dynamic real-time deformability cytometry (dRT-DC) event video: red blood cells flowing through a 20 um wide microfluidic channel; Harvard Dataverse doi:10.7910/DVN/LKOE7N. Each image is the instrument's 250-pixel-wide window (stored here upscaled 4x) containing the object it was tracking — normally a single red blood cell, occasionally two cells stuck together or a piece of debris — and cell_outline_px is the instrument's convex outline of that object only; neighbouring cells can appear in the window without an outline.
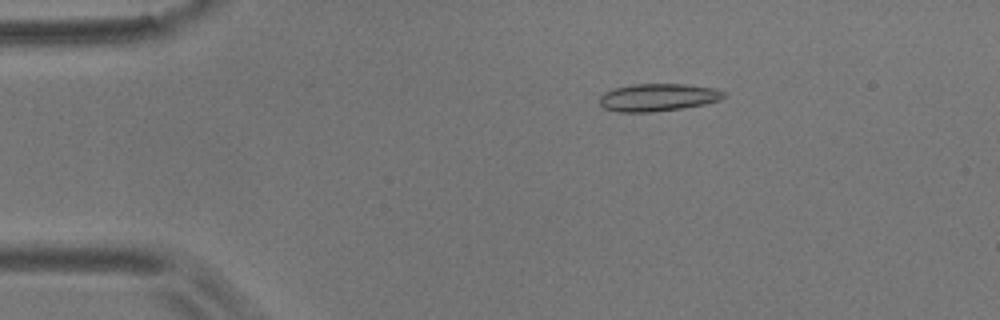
{"species": "common noctule bat (a hibernating species)", "species_latin": "Nyctalus noctula", "temperature_condition": "room temperature", "stored_images_in_passage": 4, "camera_frame_rate_fps": 3000, "um_per_image_px": 0.085, "animal": {"sex": "male", "body_mass_g": 17.9}, "frame": {"image": 1, "passage_image": 2, "time_ms": 0.333, "image_size_px": [1000, 320], "cell_outline_px": [[728, 96], [720, 100], [704, 104], [680, 108], [652, 112], [616, 112], [604, 108], [600, 104], [600, 96], [604, 92], [616, 88], [632, 84], [684, 84], [716, 88], [724, 92]], "centroid_in_image_um": [55.94, 8.27], "position_along_channel_um": 29.1, "area_um2": 20.0}}